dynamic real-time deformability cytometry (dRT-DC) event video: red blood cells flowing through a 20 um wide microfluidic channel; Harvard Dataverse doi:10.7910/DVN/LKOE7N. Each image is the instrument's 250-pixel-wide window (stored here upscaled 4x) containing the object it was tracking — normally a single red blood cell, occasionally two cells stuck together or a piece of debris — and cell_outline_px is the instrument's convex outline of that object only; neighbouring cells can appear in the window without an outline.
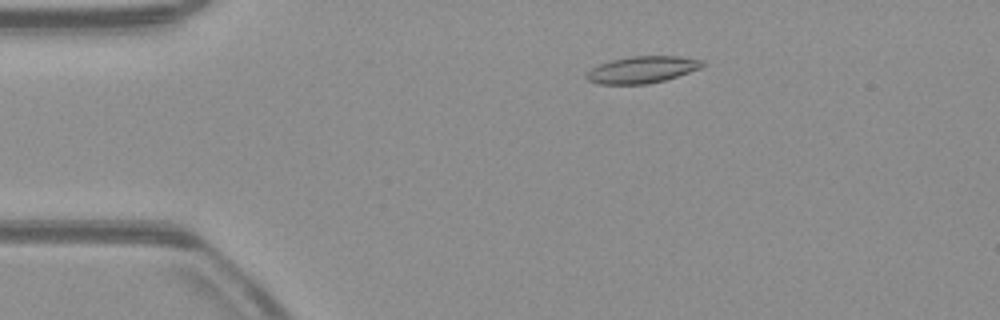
{"species": "common noctule bat (a hibernating species)", "species_latin": "Nyctalus noctula", "temperature_condition": "warm", "stored_images_in_passage": 53, "camera_frame_rate_fps": 3000, "um_per_image_px": 0.085, "animal": {"sex": "male", "body_mass_g": 23.1, "forearm_length_mm": 52.7}, "frame": {"image": 1, "passage_image": 10, "time_ms": 3.0, "image_size_px": [1000, 320], "cell_outline_px": [[704, 64], [700, 68], [664, 80], [648, 84], [596, 84], [588, 80], [584, 76], [592, 68], [600, 64], [612, 60], [632, 56], [676, 56], [704, 60]], "centroid_in_image_um": [54.56, 5.92], "position_along_channel_um": 30.4, "area_um2": 17.92}}
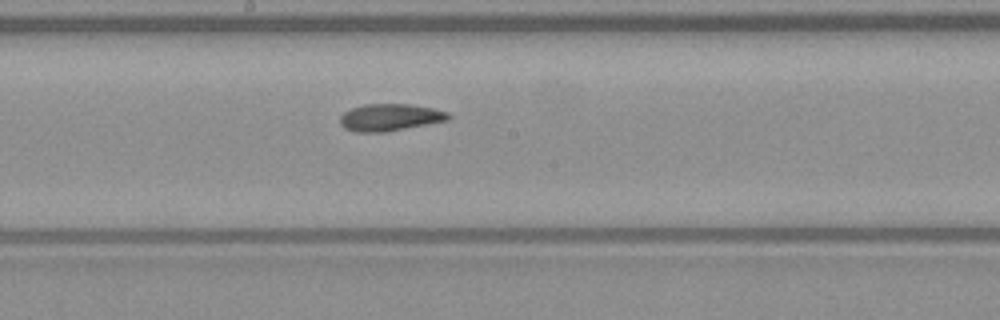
{"frame": {"image": 2, "passage_image": 28, "time_ms": 9.0, "image_size_px": [1000, 320], "cell_outline_px": [[452, 116], [448, 120], [384, 132], [356, 132], [344, 128], [340, 124], [340, 116], [344, 112], [352, 108], [364, 104], [412, 104], [432, 108], [448, 112]], "centroid_in_image_um": [33.14, 9.97], "position_along_channel_um": 215.1, "area_um2": 17.05}}
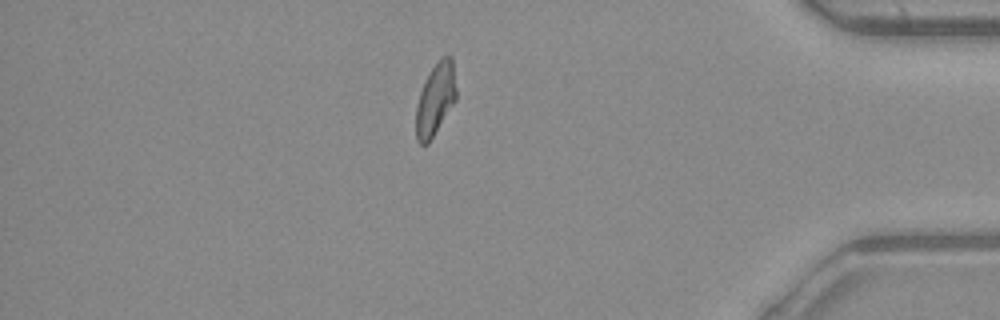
{"frame": {"image": 3, "passage_image": 45, "time_ms": 14.667, "image_size_px": [1000, 320], "cell_outline_px": [[456, 100], [428, 144], [420, 144], [416, 140], [416, 104], [420, 92], [432, 68], [440, 56], [448, 52], [452, 56], [456, 88]], "centroid_in_image_um": [37.02, 8.4], "position_along_channel_um": 398.2, "area_um2": 16.99}, "authors_computed_cell_mechanics": {"area_um2": 17.34, "velocity_mm_per_s": 3.9239, "shape_relaxation_time_tau1_ms": null, "shape_relaxation_time_tau2_ms": 3.1115, "deformation_change_tau1": null, "deformation_change_tau2": 0.0948}}